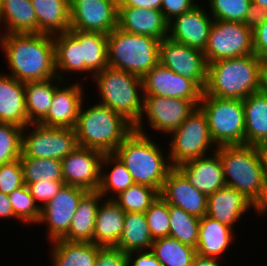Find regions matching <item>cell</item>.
Returning <instances> with one entry per match:
<instances>
[{"instance_id": "cell-42", "label": "cell", "mask_w": 267, "mask_h": 266, "mask_svg": "<svg viewBox=\"0 0 267 266\" xmlns=\"http://www.w3.org/2000/svg\"><path fill=\"white\" fill-rule=\"evenodd\" d=\"M22 131L18 125L0 122V165L20 158Z\"/></svg>"}, {"instance_id": "cell-26", "label": "cell", "mask_w": 267, "mask_h": 266, "mask_svg": "<svg viewBox=\"0 0 267 266\" xmlns=\"http://www.w3.org/2000/svg\"><path fill=\"white\" fill-rule=\"evenodd\" d=\"M245 144L263 148L267 144V93L263 90L243 99Z\"/></svg>"}, {"instance_id": "cell-1", "label": "cell", "mask_w": 267, "mask_h": 266, "mask_svg": "<svg viewBox=\"0 0 267 266\" xmlns=\"http://www.w3.org/2000/svg\"><path fill=\"white\" fill-rule=\"evenodd\" d=\"M0 44L10 68L8 75L21 82L57 77L52 35L10 33L0 35Z\"/></svg>"}, {"instance_id": "cell-21", "label": "cell", "mask_w": 267, "mask_h": 266, "mask_svg": "<svg viewBox=\"0 0 267 266\" xmlns=\"http://www.w3.org/2000/svg\"><path fill=\"white\" fill-rule=\"evenodd\" d=\"M117 27L128 33L148 35L160 40L169 34V22L157 9L118 6Z\"/></svg>"}, {"instance_id": "cell-50", "label": "cell", "mask_w": 267, "mask_h": 266, "mask_svg": "<svg viewBox=\"0 0 267 266\" xmlns=\"http://www.w3.org/2000/svg\"><path fill=\"white\" fill-rule=\"evenodd\" d=\"M127 261L128 266H162L150 250L131 251L127 253Z\"/></svg>"}, {"instance_id": "cell-10", "label": "cell", "mask_w": 267, "mask_h": 266, "mask_svg": "<svg viewBox=\"0 0 267 266\" xmlns=\"http://www.w3.org/2000/svg\"><path fill=\"white\" fill-rule=\"evenodd\" d=\"M77 146L76 132L73 128L49 127L40 123L28 124L22 131L20 157L61 161Z\"/></svg>"}, {"instance_id": "cell-13", "label": "cell", "mask_w": 267, "mask_h": 266, "mask_svg": "<svg viewBox=\"0 0 267 266\" xmlns=\"http://www.w3.org/2000/svg\"><path fill=\"white\" fill-rule=\"evenodd\" d=\"M159 64L194 80L203 90L207 82L208 63L203 51L164 38L159 43Z\"/></svg>"}, {"instance_id": "cell-48", "label": "cell", "mask_w": 267, "mask_h": 266, "mask_svg": "<svg viewBox=\"0 0 267 266\" xmlns=\"http://www.w3.org/2000/svg\"><path fill=\"white\" fill-rule=\"evenodd\" d=\"M195 2V0H162L160 10L165 19L170 22L195 7L197 5Z\"/></svg>"}, {"instance_id": "cell-57", "label": "cell", "mask_w": 267, "mask_h": 266, "mask_svg": "<svg viewBox=\"0 0 267 266\" xmlns=\"http://www.w3.org/2000/svg\"><path fill=\"white\" fill-rule=\"evenodd\" d=\"M251 2L260 5L263 8L267 9V0H251Z\"/></svg>"}, {"instance_id": "cell-29", "label": "cell", "mask_w": 267, "mask_h": 266, "mask_svg": "<svg viewBox=\"0 0 267 266\" xmlns=\"http://www.w3.org/2000/svg\"><path fill=\"white\" fill-rule=\"evenodd\" d=\"M98 191H88L80 200L68 233L62 238L70 242H93L95 218L100 200Z\"/></svg>"}, {"instance_id": "cell-53", "label": "cell", "mask_w": 267, "mask_h": 266, "mask_svg": "<svg viewBox=\"0 0 267 266\" xmlns=\"http://www.w3.org/2000/svg\"><path fill=\"white\" fill-rule=\"evenodd\" d=\"M0 217L5 219L17 218L14 215L12 204L7 194L0 192Z\"/></svg>"}, {"instance_id": "cell-43", "label": "cell", "mask_w": 267, "mask_h": 266, "mask_svg": "<svg viewBox=\"0 0 267 266\" xmlns=\"http://www.w3.org/2000/svg\"><path fill=\"white\" fill-rule=\"evenodd\" d=\"M210 13L214 20L243 23L251 0H209Z\"/></svg>"}, {"instance_id": "cell-8", "label": "cell", "mask_w": 267, "mask_h": 266, "mask_svg": "<svg viewBox=\"0 0 267 266\" xmlns=\"http://www.w3.org/2000/svg\"><path fill=\"white\" fill-rule=\"evenodd\" d=\"M198 107L206 116L215 145L245 144L243 100L202 95Z\"/></svg>"}, {"instance_id": "cell-9", "label": "cell", "mask_w": 267, "mask_h": 266, "mask_svg": "<svg viewBox=\"0 0 267 266\" xmlns=\"http://www.w3.org/2000/svg\"><path fill=\"white\" fill-rule=\"evenodd\" d=\"M171 134L168 159L172 167L206 156L209 149H217L211 138L206 116L199 107Z\"/></svg>"}, {"instance_id": "cell-6", "label": "cell", "mask_w": 267, "mask_h": 266, "mask_svg": "<svg viewBox=\"0 0 267 266\" xmlns=\"http://www.w3.org/2000/svg\"><path fill=\"white\" fill-rule=\"evenodd\" d=\"M93 78L101 96L99 103L121 115L134 127L143 111L142 78L110 67L95 73Z\"/></svg>"}, {"instance_id": "cell-19", "label": "cell", "mask_w": 267, "mask_h": 266, "mask_svg": "<svg viewBox=\"0 0 267 266\" xmlns=\"http://www.w3.org/2000/svg\"><path fill=\"white\" fill-rule=\"evenodd\" d=\"M201 6L197 4L169 22L171 40L204 51L214 19Z\"/></svg>"}, {"instance_id": "cell-47", "label": "cell", "mask_w": 267, "mask_h": 266, "mask_svg": "<svg viewBox=\"0 0 267 266\" xmlns=\"http://www.w3.org/2000/svg\"><path fill=\"white\" fill-rule=\"evenodd\" d=\"M95 266H128L127 253L116 247H100Z\"/></svg>"}, {"instance_id": "cell-30", "label": "cell", "mask_w": 267, "mask_h": 266, "mask_svg": "<svg viewBox=\"0 0 267 266\" xmlns=\"http://www.w3.org/2000/svg\"><path fill=\"white\" fill-rule=\"evenodd\" d=\"M81 45L82 73L90 76L108 67L107 34L98 32L68 31Z\"/></svg>"}, {"instance_id": "cell-37", "label": "cell", "mask_w": 267, "mask_h": 266, "mask_svg": "<svg viewBox=\"0 0 267 266\" xmlns=\"http://www.w3.org/2000/svg\"><path fill=\"white\" fill-rule=\"evenodd\" d=\"M150 251L162 266H192L197 254L196 248L185 245L170 236L155 239Z\"/></svg>"}, {"instance_id": "cell-7", "label": "cell", "mask_w": 267, "mask_h": 266, "mask_svg": "<svg viewBox=\"0 0 267 266\" xmlns=\"http://www.w3.org/2000/svg\"><path fill=\"white\" fill-rule=\"evenodd\" d=\"M160 39L116 27L107 34L108 67L143 77L159 64Z\"/></svg>"}, {"instance_id": "cell-4", "label": "cell", "mask_w": 267, "mask_h": 266, "mask_svg": "<svg viewBox=\"0 0 267 266\" xmlns=\"http://www.w3.org/2000/svg\"><path fill=\"white\" fill-rule=\"evenodd\" d=\"M150 138L148 134L133 130L113 154L125 165L136 184L152 187L160 193L173 167L168 155H164L158 144Z\"/></svg>"}, {"instance_id": "cell-3", "label": "cell", "mask_w": 267, "mask_h": 266, "mask_svg": "<svg viewBox=\"0 0 267 266\" xmlns=\"http://www.w3.org/2000/svg\"><path fill=\"white\" fill-rule=\"evenodd\" d=\"M262 61L255 55L208 63L203 95L243 100L261 90Z\"/></svg>"}, {"instance_id": "cell-36", "label": "cell", "mask_w": 267, "mask_h": 266, "mask_svg": "<svg viewBox=\"0 0 267 266\" xmlns=\"http://www.w3.org/2000/svg\"><path fill=\"white\" fill-rule=\"evenodd\" d=\"M103 166L105 168L108 166L107 168H110V171H106ZM133 184H135L133 177L125 165L113 153L104 154L101 160L100 186L98 189L101 196L103 198L108 197L109 192L116 196Z\"/></svg>"}, {"instance_id": "cell-60", "label": "cell", "mask_w": 267, "mask_h": 266, "mask_svg": "<svg viewBox=\"0 0 267 266\" xmlns=\"http://www.w3.org/2000/svg\"><path fill=\"white\" fill-rule=\"evenodd\" d=\"M0 16H1V0H0Z\"/></svg>"}, {"instance_id": "cell-28", "label": "cell", "mask_w": 267, "mask_h": 266, "mask_svg": "<svg viewBox=\"0 0 267 266\" xmlns=\"http://www.w3.org/2000/svg\"><path fill=\"white\" fill-rule=\"evenodd\" d=\"M37 17L38 33L57 35L70 30L69 0H31Z\"/></svg>"}, {"instance_id": "cell-49", "label": "cell", "mask_w": 267, "mask_h": 266, "mask_svg": "<svg viewBox=\"0 0 267 266\" xmlns=\"http://www.w3.org/2000/svg\"><path fill=\"white\" fill-rule=\"evenodd\" d=\"M254 54L263 62L267 60V19L252 30Z\"/></svg>"}, {"instance_id": "cell-51", "label": "cell", "mask_w": 267, "mask_h": 266, "mask_svg": "<svg viewBox=\"0 0 267 266\" xmlns=\"http://www.w3.org/2000/svg\"><path fill=\"white\" fill-rule=\"evenodd\" d=\"M267 19V9L251 2L243 23L251 30L255 29Z\"/></svg>"}, {"instance_id": "cell-54", "label": "cell", "mask_w": 267, "mask_h": 266, "mask_svg": "<svg viewBox=\"0 0 267 266\" xmlns=\"http://www.w3.org/2000/svg\"><path fill=\"white\" fill-rule=\"evenodd\" d=\"M192 266H220L219 259L196 254Z\"/></svg>"}, {"instance_id": "cell-35", "label": "cell", "mask_w": 267, "mask_h": 266, "mask_svg": "<svg viewBox=\"0 0 267 266\" xmlns=\"http://www.w3.org/2000/svg\"><path fill=\"white\" fill-rule=\"evenodd\" d=\"M53 39L57 77L65 81L64 72H67V74H81L82 53L80 43L69 32L54 35Z\"/></svg>"}, {"instance_id": "cell-11", "label": "cell", "mask_w": 267, "mask_h": 266, "mask_svg": "<svg viewBox=\"0 0 267 266\" xmlns=\"http://www.w3.org/2000/svg\"><path fill=\"white\" fill-rule=\"evenodd\" d=\"M203 52L207 63L254 54L252 30L241 22L214 20Z\"/></svg>"}, {"instance_id": "cell-22", "label": "cell", "mask_w": 267, "mask_h": 266, "mask_svg": "<svg viewBox=\"0 0 267 266\" xmlns=\"http://www.w3.org/2000/svg\"><path fill=\"white\" fill-rule=\"evenodd\" d=\"M210 154L177 167L199 192L207 196L226 186L219 155L216 151Z\"/></svg>"}, {"instance_id": "cell-55", "label": "cell", "mask_w": 267, "mask_h": 266, "mask_svg": "<svg viewBox=\"0 0 267 266\" xmlns=\"http://www.w3.org/2000/svg\"><path fill=\"white\" fill-rule=\"evenodd\" d=\"M257 214H260L261 216L267 212V175H266V190L263 197V200L257 205L256 211Z\"/></svg>"}, {"instance_id": "cell-25", "label": "cell", "mask_w": 267, "mask_h": 266, "mask_svg": "<svg viewBox=\"0 0 267 266\" xmlns=\"http://www.w3.org/2000/svg\"><path fill=\"white\" fill-rule=\"evenodd\" d=\"M105 199H102L95 218L93 243L115 247L124 228L125 212L113 199Z\"/></svg>"}, {"instance_id": "cell-24", "label": "cell", "mask_w": 267, "mask_h": 266, "mask_svg": "<svg viewBox=\"0 0 267 266\" xmlns=\"http://www.w3.org/2000/svg\"><path fill=\"white\" fill-rule=\"evenodd\" d=\"M0 74V122L26 127L25 83L11 75Z\"/></svg>"}, {"instance_id": "cell-39", "label": "cell", "mask_w": 267, "mask_h": 266, "mask_svg": "<svg viewBox=\"0 0 267 266\" xmlns=\"http://www.w3.org/2000/svg\"><path fill=\"white\" fill-rule=\"evenodd\" d=\"M24 183L63 181L61 161L48 158L20 157Z\"/></svg>"}, {"instance_id": "cell-2", "label": "cell", "mask_w": 267, "mask_h": 266, "mask_svg": "<svg viewBox=\"0 0 267 266\" xmlns=\"http://www.w3.org/2000/svg\"><path fill=\"white\" fill-rule=\"evenodd\" d=\"M227 187L242 193L256 207L266 190L267 164L261 147L251 145L218 146Z\"/></svg>"}, {"instance_id": "cell-59", "label": "cell", "mask_w": 267, "mask_h": 266, "mask_svg": "<svg viewBox=\"0 0 267 266\" xmlns=\"http://www.w3.org/2000/svg\"><path fill=\"white\" fill-rule=\"evenodd\" d=\"M262 149L263 150H267V144Z\"/></svg>"}, {"instance_id": "cell-40", "label": "cell", "mask_w": 267, "mask_h": 266, "mask_svg": "<svg viewBox=\"0 0 267 266\" xmlns=\"http://www.w3.org/2000/svg\"><path fill=\"white\" fill-rule=\"evenodd\" d=\"M158 196L156 189L135 183L109 199H113L125 213H144Z\"/></svg>"}, {"instance_id": "cell-16", "label": "cell", "mask_w": 267, "mask_h": 266, "mask_svg": "<svg viewBox=\"0 0 267 266\" xmlns=\"http://www.w3.org/2000/svg\"><path fill=\"white\" fill-rule=\"evenodd\" d=\"M143 95L191 100L197 107L204 90L192 79L157 64L142 77Z\"/></svg>"}, {"instance_id": "cell-32", "label": "cell", "mask_w": 267, "mask_h": 266, "mask_svg": "<svg viewBox=\"0 0 267 266\" xmlns=\"http://www.w3.org/2000/svg\"><path fill=\"white\" fill-rule=\"evenodd\" d=\"M59 83L64 81L58 77L25 82V107L29 124L39 123L47 115Z\"/></svg>"}, {"instance_id": "cell-34", "label": "cell", "mask_w": 267, "mask_h": 266, "mask_svg": "<svg viewBox=\"0 0 267 266\" xmlns=\"http://www.w3.org/2000/svg\"><path fill=\"white\" fill-rule=\"evenodd\" d=\"M153 241L145 213H125L124 228L115 247L124 253L150 250Z\"/></svg>"}, {"instance_id": "cell-17", "label": "cell", "mask_w": 267, "mask_h": 266, "mask_svg": "<svg viewBox=\"0 0 267 266\" xmlns=\"http://www.w3.org/2000/svg\"><path fill=\"white\" fill-rule=\"evenodd\" d=\"M103 155L98 150L77 146L61 160L64 184L98 191Z\"/></svg>"}, {"instance_id": "cell-46", "label": "cell", "mask_w": 267, "mask_h": 266, "mask_svg": "<svg viewBox=\"0 0 267 266\" xmlns=\"http://www.w3.org/2000/svg\"><path fill=\"white\" fill-rule=\"evenodd\" d=\"M25 185L33 196L35 203L42 209L62 188L64 181H37L25 183Z\"/></svg>"}, {"instance_id": "cell-12", "label": "cell", "mask_w": 267, "mask_h": 266, "mask_svg": "<svg viewBox=\"0 0 267 266\" xmlns=\"http://www.w3.org/2000/svg\"><path fill=\"white\" fill-rule=\"evenodd\" d=\"M196 108L197 106L187 99L143 95L142 116L133 130L147 134L143 127V118H145L143 113H146L149 126L156 132L159 131L169 136Z\"/></svg>"}, {"instance_id": "cell-15", "label": "cell", "mask_w": 267, "mask_h": 266, "mask_svg": "<svg viewBox=\"0 0 267 266\" xmlns=\"http://www.w3.org/2000/svg\"><path fill=\"white\" fill-rule=\"evenodd\" d=\"M87 192L80 187L64 184L58 193L41 209L38 224H47V238L50 242L62 239L68 233L78 204Z\"/></svg>"}, {"instance_id": "cell-44", "label": "cell", "mask_w": 267, "mask_h": 266, "mask_svg": "<svg viewBox=\"0 0 267 266\" xmlns=\"http://www.w3.org/2000/svg\"><path fill=\"white\" fill-rule=\"evenodd\" d=\"M144 213L153 240L169 236L168 203L160 195Z\"/></svg>"}, {"instance_id": "cell-52", "label": "cell", "mask_w": 267, "mask_h": 266, "mask_svg": "<svg viewBox=\"0 0 267 266\" xmlns=\"http://www.w3.org/2000/svg\"><path fill=\"white\" fill-rule=\"evenodd\" d=\"M162 0H118V6L160 10Z\"/></svg>"}, {"instance_id": "cell-23", "label": "cell", "mask_w": 267, "mask_h": 266, "mask_svg": "<svg viewBox=\"0 0 267 266\" xmlns=\"http://www.w3.org/2000/svg\"><path fill=\"white\" fill-rule=\"evenodd\" d=\"M256 206L234 188L223 187L208 196L206 215L231 228L248 210Z\"/></svg>"}, {"instance_id": "cell-5", "label": "cell", "mask_w": 267, "mask_h": 266, "mask_svg": "<svg viewBox=\"0 0 267 266\" xmlns=\"http://www.w3.org/2000/svg\"><path fill=\"white\" fill-rule=\"evenodd\" d=\"M83 104L74 128L78 146L103 154L114 153L133 131V126L106 105L96 103L84 110Z\"/></svg>"}, {"instance_id": "cell-20", "label": "cell", "mask_w": 267, "mask_h": 266, "mask_svg": "<svg viewBox=\"0 0 267 266\" xmlns=\"http://www.w3.org/2000/svg\"><path fill=\"white\" fill-rule=\"evenodd\" d=\"M61 86L55 89L47 115L39 123L49 127L74 129L84 102V86L78 81L67 87H63L61 83Z\"/></svg>"}, {"instance_id": "cell-27", "label": "cell", "mask_w": 267, "mask_h": 266, "mask_svg": "<svg viewBox=\"0 0 267 266\" xmlns=\"http://www.w3.org/2000/svg\"><path fill=\"white\" fill-rule=\"evenodd\" d=\"M233 229L235 227L231 228L205 215L200 219L196 253L204 257L221 258L234 240Z\"/></svg>"}, {"instance_id": "cell-14", "label": "cell", "mask_w": 267, "mask_h": 266, "mask_svg": "<svg viewBox=\"0 0 267 266\" xmlns=\"http://www.w3.org/2000/svg\"><path fill=\"white\" fill-rule=\"evenodd\" d=\"M70 30L109 34L118 26V0H69Z\"/></svg>"}, {"instance_id": "cell-33", "label": "cell", "mask_w": 267, "mask_h": 266, "mask_svg": "<svg viewBox=\"0 0 267 266\" xmlns=\"http://www.w3.org/2000/svg\"><path fill=\"white\" fill-rule=\"evenodd\" d=\"M5 34L38 33L37 17L31 0H1L0 23Z\"/></svg>"}, {"instance_id": "cell-41", "label": "cell", "mask_w": 267, "mask_h": 266, "mask_svg": "<svg viewBox=\"0 0 267 266\" xmlns=\"http://www.w3.org/2000/svg\"><path fill=\"white\" fill-rule=\"evenodd\" d=\"M9 196L15 217L24 224H37L41 217V209L35 203L26 185L16 189Z\"/></svg>"}, {"instance_id": "cell-56", "label": "cell", "mask_w": 267, "mask_h": 266, "mask_svg": "<svg viewBox=\"0 0 267 266\" xmlns=\"http://www.w3.org/2000/svg\"><path fill=\"white\" fill-rule=\"evenodd\" d=\"M261 90L267 93V60L262 62Z\"/></svg>"}, {"instance_id": "cell-38", "label": "cell", "mask_w": 267, "mask_h": 266, "mask_svg": "<svg viewBox=\"0 0 267 266\" xmlns=\"http://www.w3.org/2000/svg\"><path fill=\"white\" fill-rule=\"evenodd\" d=\"M168 210L170 216L169 236L185 245L197 248L201 218L170 204H168Z\"/></svg>"}, {"instance_id": "cell-45", "label": "cell", "mask_w": 267, "mask_h": 266, "mask_svg": "<svg viewBox=\"0 0 267 266\" xmlns=\"http://www.w3.org/2000/svg\"><path fill=\"white\" fill-rule=\"evenodd\" d=\"M24 185L20 159L0 165V192L10 195Z\"/></svg>"}, {"instance_id": "cell-18", "label": "cell", "mask_w": 267, "mask_h": 266, "mask_svg": "<svg viewBox=\"0 0 267 266\" xmlns=\"http://www.w3.org/2000/svg\"><path fill=\"white\" fill-rule=\"evenodd\" d=\"M159 195L168 204L199 218L207 213L208 196L199 192L177 167L168 172Z\"/></svg>"}, {"instance_id": "cell-31", "label": "cell", "mask_w": 267, "mask_h": 266, "mask_svg": "<svg viewBox=\"0 0 267 266\" xmlns=\"http://www.w3.org/2000/svg\"><path fill=\"white\" fill-rule=\"evenodd\" d=\"M51 251L52 266H95L98 249L93 242H70L57 239Z\"/></svg>"}, {"instance_id": "cell-58", "label": "cell", "mask_w": 267, "mask_h": 266, "mask_svg": "<svg viewBox=\"0 0 267 266\" xmlns=\"http://www.w3.org/2000/svg\"><path fill=\"white\" fill-rule=\"evenodd\" d=\"M265 157H266V164H267V150H263Z\"/></svg>"}]
</instances>
